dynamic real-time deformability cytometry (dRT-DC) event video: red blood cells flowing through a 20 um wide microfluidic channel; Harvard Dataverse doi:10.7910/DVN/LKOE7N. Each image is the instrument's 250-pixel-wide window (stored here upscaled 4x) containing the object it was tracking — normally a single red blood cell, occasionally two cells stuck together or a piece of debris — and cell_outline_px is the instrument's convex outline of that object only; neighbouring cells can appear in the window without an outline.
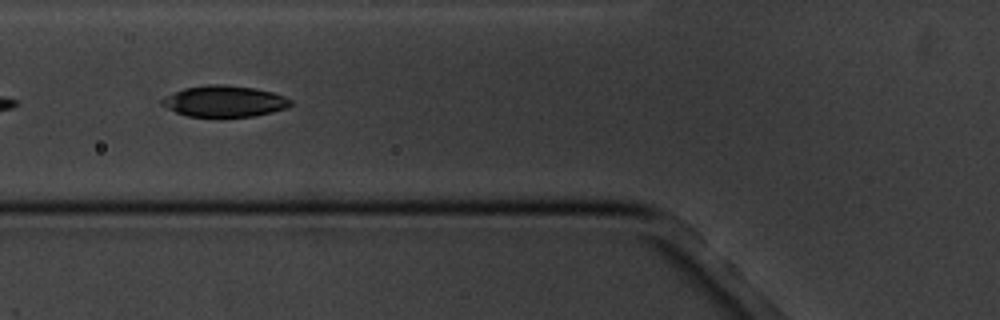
{"species": "common noctule bat (a hibernating species)", "species_latin": "Nyctalus noctula", "temperature_condition": "cold", "stored_images_in_passage": 17, "camera_frame_rate_fps": 3000, "um_per_image_px": 0.085, "animal": {"sex": "male", "body_mass_g": 20.1, "forearm_length_mm": 53.5}, "frame": {"image": 1, "passage_image": 7, "time_ms": 6.667, "image_size_px": [1000, 320], "cell_outline_px": [[292, 104], [288, 108], [272, 112], [252, 116], [188, 116], [176, 112], [160, 104], [160, 100], [164, 96], [184, 88], [208, 84], [224, 84], [256, 88], [272, 92], [284, 96], [292, 100]], "centroid_in_image_um": [19.08, 8.59], "position_along_channel_um": 106.7, "area_um2": 23.41}}
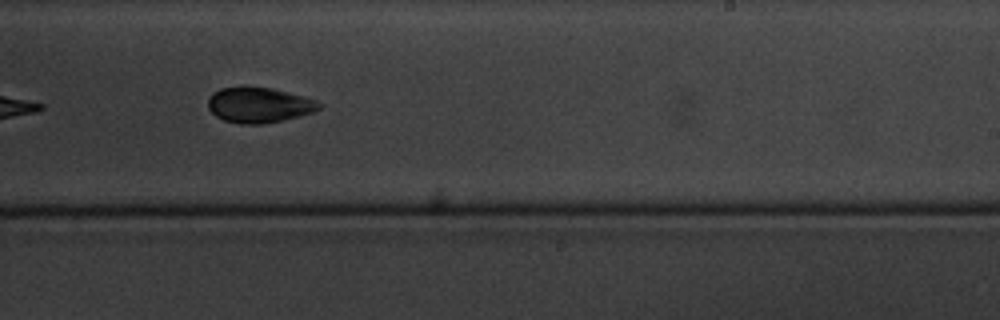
{"frame": {"image": 2, "passage_image": 11, "time_ms": 11.333, "image_size_px": [1000, 320], "cell_outline_px": [[324, 104], [320, 108], [312, 112], [284, 120], [264, 124], [240, 124], [224, 120], [216, 116], [208, 108], [208, 96], [212, 92], [220, 88], [272, 88], [316, 100]], "centroid_in_image_um": [22.0, 8.94], "position_along_channel_um": 267.0, "area_um2": 22.66}}
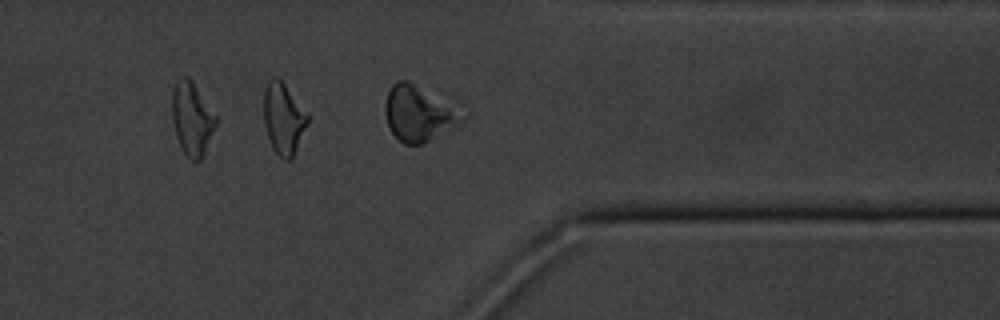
{"frame": {"image": 3, "passage_image": 14, "time_ms": 14.667, "image_size_px": [1000, 320], "cell_outline_px": [[468, 116], [460, 124], [420, 144], [404, 144], [392, 132], [388, 124], [384, 112], [384, 104], [388, 92], [392, 84], [400, 80], [408, 80], [456, 96], [464, 104]], "centroid_in_image_um": [35.8, 9.5], "position_along_channel_um": 375.6, "area_um2": 27.17}, "authors_computed_cell_mechanics": {"area_um2": 25.143, "velocity_mm_per_s": 3.4313, "shape_relaxation_time_tau1_ms": 2.3582, "shape_relaxation_time_tau2_ms": null, "deformation_change_tau1": 0.1137, "deformation_change_tau2": null}}